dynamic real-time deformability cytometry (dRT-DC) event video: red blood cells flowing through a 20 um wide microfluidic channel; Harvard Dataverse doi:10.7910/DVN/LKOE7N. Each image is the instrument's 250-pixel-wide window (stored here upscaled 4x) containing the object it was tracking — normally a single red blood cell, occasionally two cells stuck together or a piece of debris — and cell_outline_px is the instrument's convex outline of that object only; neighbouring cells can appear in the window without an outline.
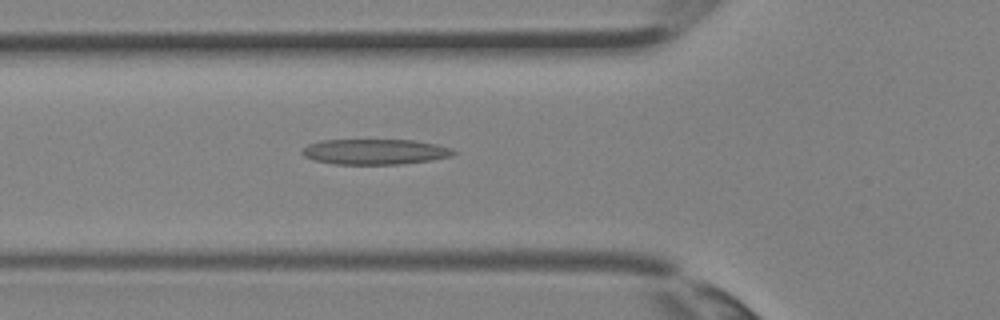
{"species": "Egyptian fruit bat (a non-hibernating species)", "species_latin": "Rousettus aegyptiacus", "temperature_condition": "room temperature", "stored_images_in_passage": 33, "camera_frame_rate_fps": 3000, "um_per_image_px": 0.085, "animal": {"sex": "female"}, "frame": {"image": 1, "passage_image": 13, "time_ms": 4.0, "image_size_px": [1000, 320], "cell_outline_px": [[456, 152], [452, 156], [428, 160], [400, 164], [336, 164], [312, 160], [304, 156], [300, 152], [308, 144], [324, 140], [412, 140], [436, 144], [452, 148]], "centroid_in_image_um": [31.85, 12.9], "position_along_channel_um": 94.0, "area_um2": 22.31}}
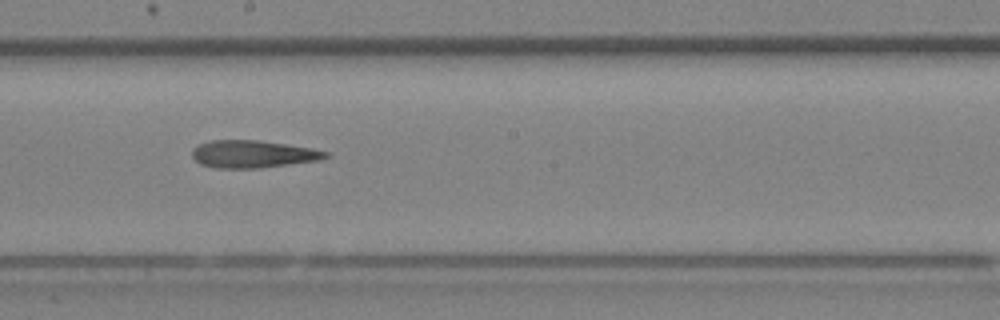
{"frame": {"image": 2, "passage_image": 20, "time_ms": 6.333, "image_size_px": [1000, 320], "cell_outline_px": [[332, 156], [320, 160], [260, 168], [216, 168], [200, 164], [192, 156], [192, 148], [208, 140], [260, 140], [312, 148], [328, 152]], "centroid_in_image_um": [21.51, 13.09], "position_along_channel_um": 226.7, "area_um2": 21.5}}
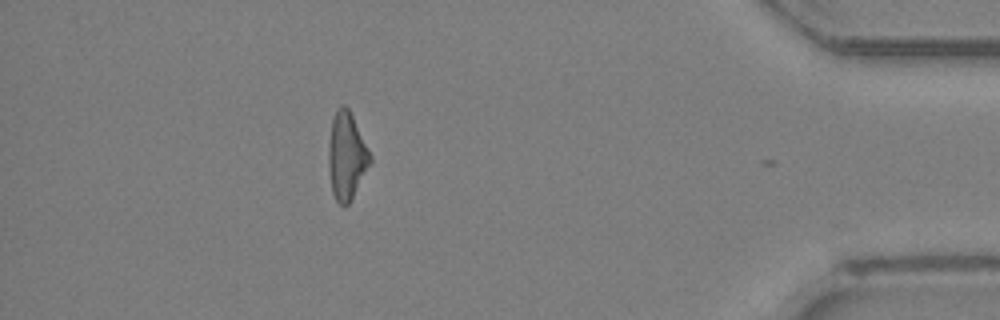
{"frame": {"image": 3, "passage_image": 32, "time_ms": 10.333, "image_size_px": [1000, 320], "cell_outline_px": [[372, 160], [348, 204], [344, 208], [336, 200], [332, 192], [328, 164], [328, 148], [332, 120], [336, 108], [340, 104], [344, 104], [348, 108], [372, 156]], "centroid_in_image_um": [29.44, 13.24], "position_along_channel_um": 405.8, "area_um2": 20.92}}